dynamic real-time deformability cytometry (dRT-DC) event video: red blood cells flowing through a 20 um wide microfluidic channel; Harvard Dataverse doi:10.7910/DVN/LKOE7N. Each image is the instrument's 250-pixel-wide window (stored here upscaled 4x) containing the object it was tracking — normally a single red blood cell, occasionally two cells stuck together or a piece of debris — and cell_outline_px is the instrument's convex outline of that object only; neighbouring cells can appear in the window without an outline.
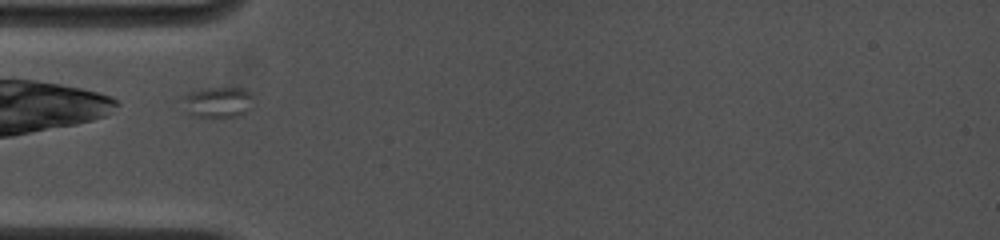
{"species": "common noctule bat (a hibernating species)", "species_latin": "Nyctalus noctula", "temperature_condition": "cold", "stored_images_in_passage": 24, "camera_frame_rate_fps": 4500, "um_per_image_px": 0.085, "animal": {"sex": "female", "body_mass_g": 19.0, "forearm_length_mm": 53.3}, "frame": {"image": 1, "passage_image": 1, "time_ms": 0.0, "image_size_px": [1000, 240], "cell_outline_px": [[252, 96], [248, 108], [240, 116], [192, 116], [188, 112], [180, 96], [188, 92], [208, 88], [244, 88], [252, 92]], "centroid_in_image_um": [18.48, 8.66], "position_along_channel_um": 66.5, "area_um2": 12.43}}
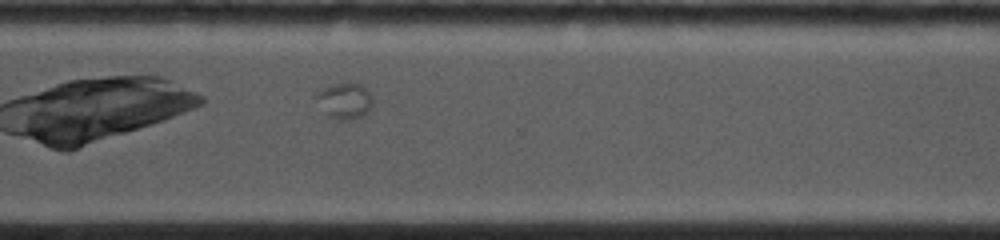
{"frame": {"image": 2, "passage_image": 19, "time_ms": 7.333, "image_size_px": [1000, 240], "cell_outline_px": [[372, 104], [368, 112], [352, 120], [336, 120], [328, 116], [316, 96], [316, 92], [320, 88], [332, 84], [348, 80], [360, 84], [372, 96]], "centroid_in_image_um": [29.3, 8.53], "position_along_channel_um": 341.3, "area_um2": 11.96}}
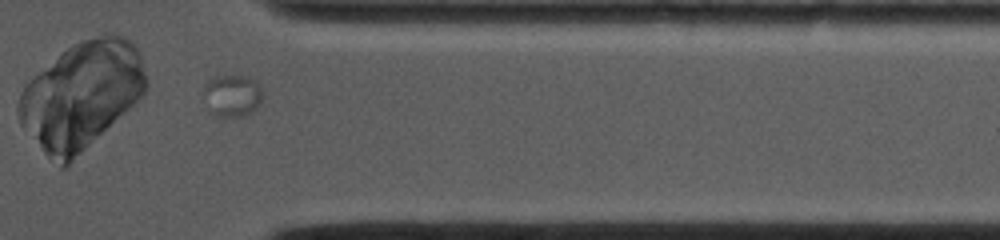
{"frame": {"image": 3, "passage_image": 23, "time_ms": 8.667, "image_size_px": [1000, 240], "cell_outline_px": [[264, 96], [256, 108], [252, 112], [244, 116], [224, 116], [212, 112], [204, 96], [204, 84], [212, 76], [248, 76], [256, 80], [260, 84]], "centroid_in_image_um": [19.79, 8.08], "position_along_channel_um": 391.6, "area_um2": 14.45}}